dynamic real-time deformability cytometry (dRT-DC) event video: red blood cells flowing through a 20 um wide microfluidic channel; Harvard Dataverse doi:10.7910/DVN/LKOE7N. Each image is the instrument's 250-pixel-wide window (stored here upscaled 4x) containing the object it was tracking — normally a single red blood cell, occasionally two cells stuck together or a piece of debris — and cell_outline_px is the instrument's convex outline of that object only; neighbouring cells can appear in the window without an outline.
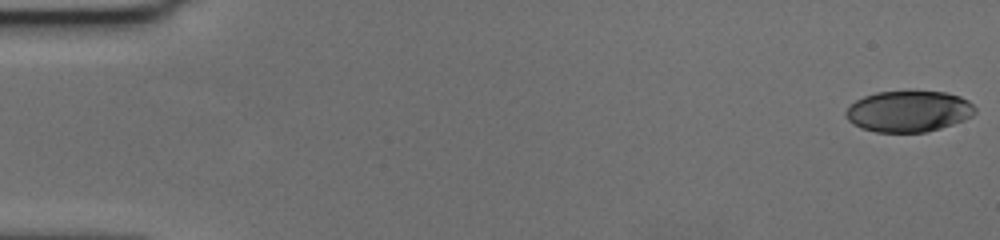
{"species": "human", "species_latin": "Homo sapiens", "temperature_condition": "cold", "stored_images_in_passage": 58, "camera_frame_rate_fps": 3000, "um_per_image_px": 0.085, "donor": {"sex": "female"}, "frame": {"image": 1, "passage_image": 1, "time_ms": 0.0, "image_size_px": [1000, 240], "cell_outline_px": [[976, 112], [972, 116], [964, 120], [940, 128], [924, 132], [876, 132], [860, 128], [852, 124], [844, 116], [844, 112], [856, 100], [864, 96], [876, 92], [912, 88], [948, 92], [960, 96], [968, 100], [976, 108]], "centroid_in_image_um": [77.23, 9.41], "position_along_channel_um": 7.8, "area_um2": 32.02}}
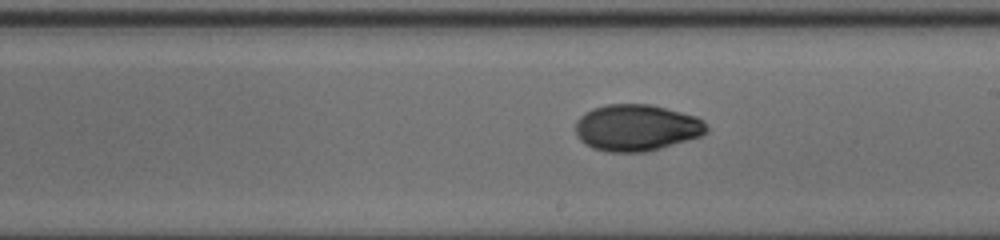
{"frame": {"image": 2, "passage_image": 34, "time_ms": 11.0, "image_size_px": [1000, 240], "cell_outline_px": [[708, 132], [700, 136], [648, 152], [608, 152], [592, 148], [584, 144], [576, 136], [576, 120], [584, 112], [592, 108], [608, 104], [652, 104], [696, 116], [704, 120], [708, 128]], "centroid_in_image_um": [54.09, 10.85], "position_along_channel_um": 234.9, "area_um2": 35.89}}
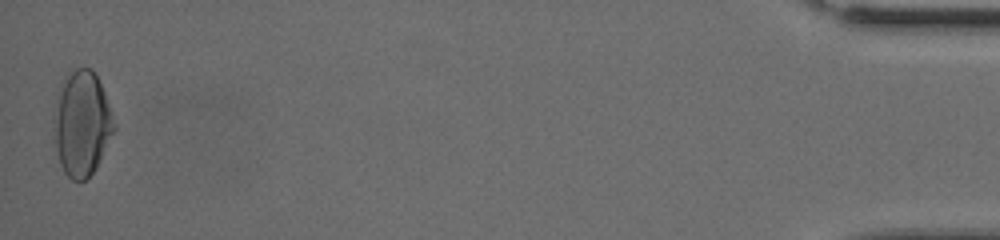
{"frame": {"image": 3, "passage_image": 58, "time_ms": 19.0, "image_size_px": [1000, 240], "cell_outline_px": [[116, 128], [96, 168], [84, 180], [72, 180], [64, 172], [60, 164], [56, 148], [56, 92], [68, 68], [92, 68], [104, 92], [112, 112], [116, 124]], "centroid_in_image_um": [6.97, 10.44], "position_along_channel_um": 428.2, "area_um2": 36.65}, "authors_computed_cell_mechanics": {"area_um2": 34.0153, "velocity_mm_per_s": 3.5795, "shape_relaxation_time_tau1_ms": 5.2759, "shape_relaxation_time_tau2_ms": 2.5555, "deformation_change_tau1": 0.1604, "deformation_change_tau2": 0.0468}}